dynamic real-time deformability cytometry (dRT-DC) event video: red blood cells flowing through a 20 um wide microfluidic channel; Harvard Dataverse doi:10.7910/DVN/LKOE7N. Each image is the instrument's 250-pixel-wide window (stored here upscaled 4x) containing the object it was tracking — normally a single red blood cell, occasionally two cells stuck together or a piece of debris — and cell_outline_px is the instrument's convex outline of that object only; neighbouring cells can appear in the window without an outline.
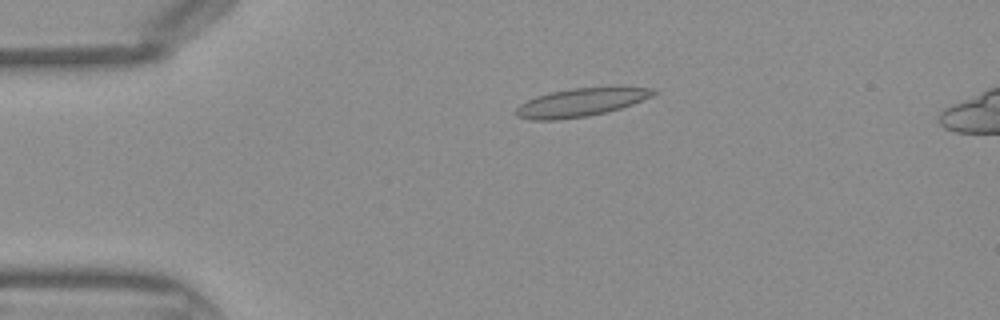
{"species": "Egyptian fruit bat (a non-hibernating species)", "species_latin": "Rousettus aegyptiacus", "temperature_condition": "warm", "stored_images_in_passage": 41, "segment_of_instrument_passage": [1, 2], "camera_frame_rate_fps": 3000, "um_per_image_px": 0.085, "frame": {"image": 1, "passage_image": 5, "time_ms": 1.333, "image_size_px": [1000, 320], "cell_outline_px": [[660, 92], [652, 96], [632, 104], [620, 108], [588, 116], [556, 120], [532, 120], [516, 116], [516, 108], [520, 104], [536, 96], [548, 92], [572, 88], [620, 84], [652, 88]], "centroid_in_image_um": [49.46, 8.65], "position_along_channel_um": 35.5, "area_um2": 23.41}}
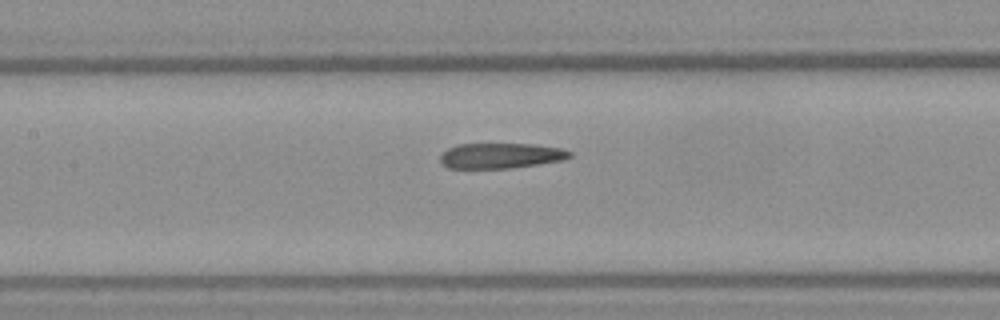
{"frame": {"image": 2, "passage_image": 16, "time_ms": 5.0, "image_size_px": [1000, 320], "cell_outline_px": [[572, 156], [564, 160], [540, 164], [512, 168], [448, 168], [440, 160], [440, 156], [448, 148], [456, 144], [532, 144], [560, 148], [572, 152]], "centroid_in_image_um": [42.59, 13.23], "position_along_channel_um": 164.8, "area_um2": 19.13}}
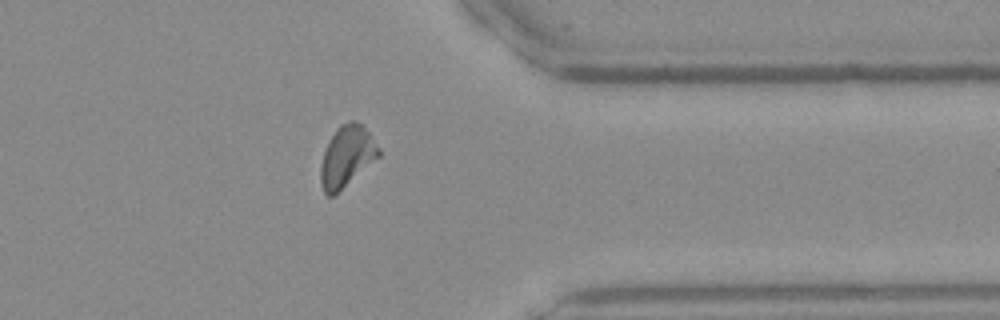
{"frame": {"image": 3, "passage_image": 31, "time_ms": 10.0, "image_size_px": [1000, 320], "cell_outline_px": [[380, 156], [332, 196], [328, 196], [324, 192], [320, 184], [320, 168], [324, 152], [336, 128], [340, 124], [348, 120], [356, 120], [368, 132], [380, 148]], "centroid_in_image_um": [29.47, 13.27], "position_along_channel_um": 381.9, "area_um2": 20.29}}